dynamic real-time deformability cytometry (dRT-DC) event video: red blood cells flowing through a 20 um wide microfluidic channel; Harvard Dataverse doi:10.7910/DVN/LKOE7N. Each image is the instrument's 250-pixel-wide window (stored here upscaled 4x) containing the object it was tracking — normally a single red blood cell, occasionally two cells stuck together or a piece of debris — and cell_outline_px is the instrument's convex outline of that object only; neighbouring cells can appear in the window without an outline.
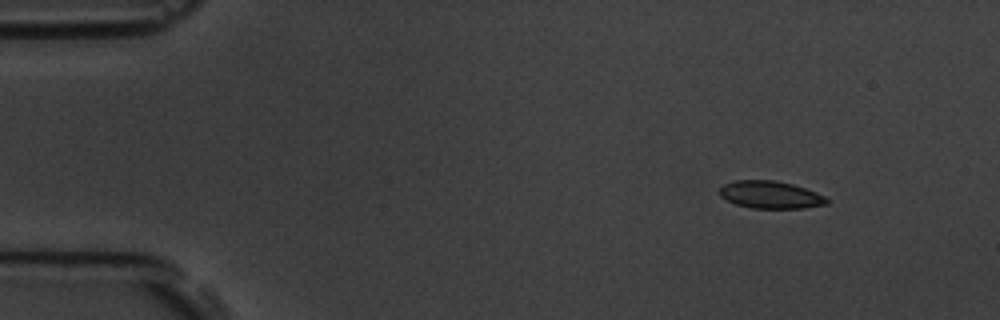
{"species": "common noctule bat (a hibernating species)", "species_latin": "Nyctalus noctula", "temperature_condition": "room temperature", "stored_images_in_passage": 9, "camera_frame_rate_fps": 3000, "um_per_image_px": 0.085, "animal": {"sex": "male", "body_mass_g": 19.5, "forearm_length_mm": 54.6}, "frame": {"image": 1, "passage_image": 1, "time_ms": 0.0, "image_size_px": [1000, 320], "cell_outline_px": [[832, 200], [828, 204], [804, 208], [752, 208], [736, 204], [720, 196], [720, 188], [724, 184], [732, 180], [776, 180], [792, 184], [816, 192]], "centroid_in_image_um": [65.52, 16.55], "position_along_channel_um": 19.5, "area_um2": 17.22}}
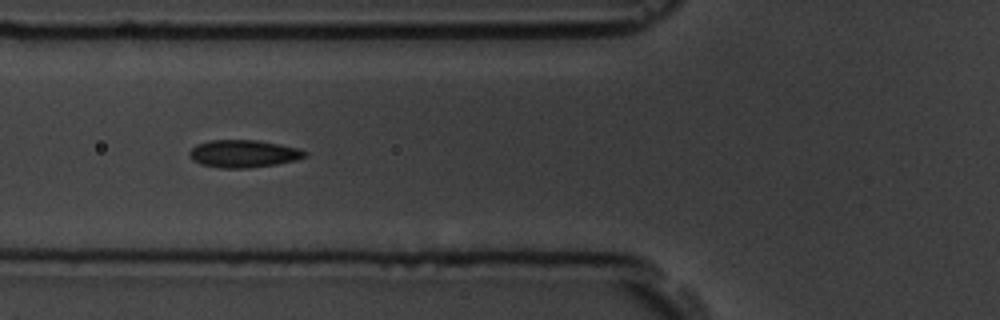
{"frame": {"image": 2, "passage_image": 5, "time_ms": 4.667, "image_size_px": [1000, 320], "cell_outline_px": [[308, 156], [296, 160], [276, 164], [248, 168], [220, 168], [200, 164], [192, 160], [188, 156], [188, 152], [196, 144], [208, 140], [260, 140], [300, 148], [308, 152]], "centroid_in_image_um": [20.7, 13.06], "position_along_channel_um": 105.1, "area_um2": 18.84}}
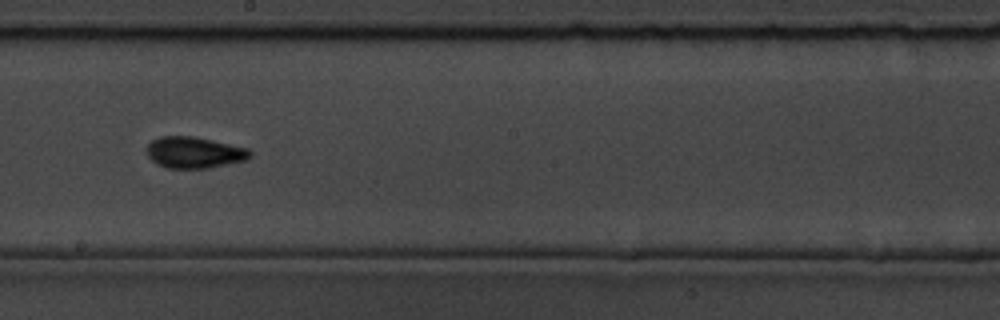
{"frame": {"image": 3, "passage_image": 8, "time_ms": 8.0, "image_size_px": [1000, 320], "cell_outline_px": [[252, 156], [248, 160], [208, 168], [168, 168], [156, 164], [148, 156], [144, 148], [152, 140], [160, 136], [192, 136], [212, 140], [248, 148], [252, 152]], "centroid_in_image_um": [16.51, 12.96], "position_along_channel_um": 231.7, "area_um2": 19.07}}